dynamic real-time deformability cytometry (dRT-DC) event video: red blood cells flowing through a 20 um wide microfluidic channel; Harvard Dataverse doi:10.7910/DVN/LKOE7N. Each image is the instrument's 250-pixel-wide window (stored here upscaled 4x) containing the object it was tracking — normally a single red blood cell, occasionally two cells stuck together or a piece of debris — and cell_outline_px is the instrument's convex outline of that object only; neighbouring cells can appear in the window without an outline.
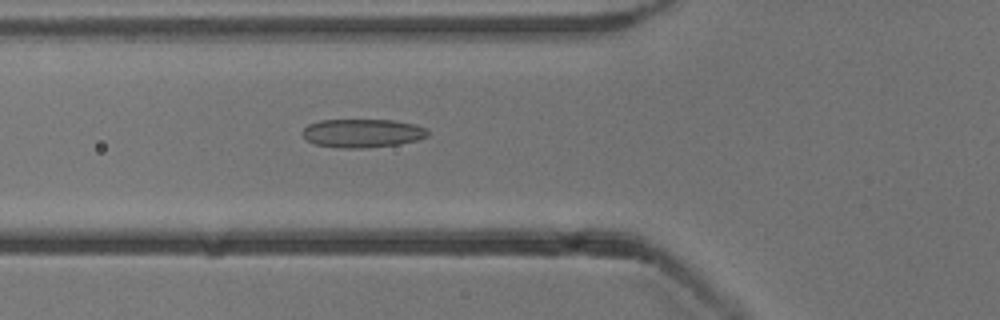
{"species": "common noctule bat (a hibernating species)", "species_latin": "Nyctalus noctula", "temperature_condition": "cold", "stored_images_in_passage": 53, "camera_frame_rate_fps": 3000, "um_per_image_px": 0.085, "animal": {"sex": "male", "body_mass_g": 13.3}, "frame": {"image": 1, "passage_image": 19, "time_ms": 6.0, "image_size_px": [1000, 320], "cell_outline_px": [[428, 136], [416, 140], [400, 144], [364, 148], [340, 148], [316, 144], [308, 140], [300, 132], [308, 124], [320, 120], [392, 120], [416, 124], [424, 128], [428, 132]], "centroid_in_image_um": [30.79, 11.32], "position_along_channel_um": 95.0, "area_um2": 20.81}}
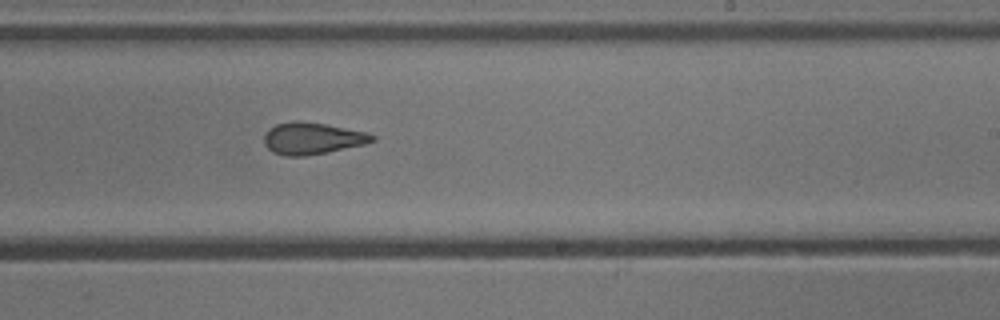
{"frame": {"image": 2, "passage_image": 32, "time_ms": 10.333, "image_size_px": [1000, 320], "cell_outline_px": [[376, 140], [364, 144], [328, 152], [304, 156], [284, 156], [272, 152], [264, 144], [264, 136], [268, 128], [276, 124], [296, 120], [324, 124], [368, 132], [376, 136]], "centroid_in_image_um": [26.53, 11.76], "position_along_channel_um": 262.5, "area_um2": 20.11}}
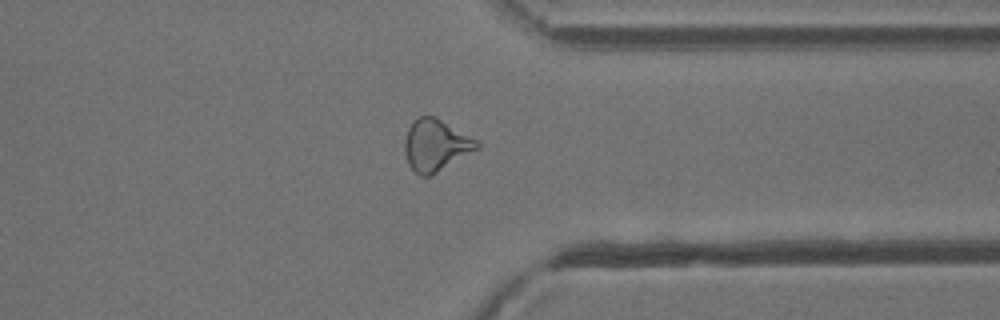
{"frame": {"image": 3, "passage_image": 41, "time_ms": 13.333, "image_size_px": [1000, 320], "cell_outline_px": [[480, 148], [436, 172], [428, 176], [420, 176], [408, 164], [404, 152], [404, 140], [408, 128], [412, 120], [420, 116], [436, 116], [480, 140]], "centroid_in_image_um": [37.05, 12.3], "position_along_channel_um": 374.3, "area_um2": 22.02}, "authors_computed_cell_mechanics": {"area_um2": 21.1548, "velocity_mm_per_s": 3.8541, "shape_relaxation_time_tau1_ms": 9.0854, "shape_relaxation_time_tau2_ms": 2.3158, "deformation_change_tau1": 0.1966, "deformation_change_tau2": 0.0947}}